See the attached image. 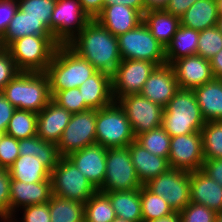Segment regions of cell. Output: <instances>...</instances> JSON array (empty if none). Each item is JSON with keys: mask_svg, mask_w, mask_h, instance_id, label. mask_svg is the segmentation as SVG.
Listing matches in <instances>:
<instances>
[{"mask_svg": "<svg viewBox=\"0 0 222 222\" xmlns=\"http://www.w3.org/2000/svg\"><path fill=\"white\" fill-rule=\"evenodd\" d=\"M122 60H142L157 66L167 64L165 48L142 21L134 29L117 37Z\"/></svg>", "mask_w": 222, "mask_h": 222, "instance_id": "7", "label": "cell"}, {"mask_svg": "<svg viewBox=\"0 0 222 222\" xmlns=\"http://www.w3.org/2000/svg\"><path fill=\"white\" fill-rule=\"evenodd\" d=\"M71 117L72 113L51 100L37 114V136L57 145Z\"/></svg>", "mask_w": 222, "mask_h": 222, "instance_id": "20", "label": "cell"}, {"mask_svg": "<svg viewBox=\"0 0 222 222\" xmlns=\"http://www.w3.org/2000/svg\"><path fill=\"white\" fill-rule=\"evenodd\" d=\"M18 9L32 19H39L50 30L56 0H18Z\"/></svg>", "mask_w": 222, "mask_h": 222, "instance_id": "39", "label": "cell"}, {"mask_svg": "<svg viewBox=\"0 0 222 222\" xmlns=\"http://www.w3.org/2000/svg\"><path fill=\"white\" fill-rule=\"evenodd\" d=\"M78 88L88 109L98 110L114 102L112 76L102 71H97Z\"/></svg>", "mask_w": 222, "mask_h": 222, "instance_id": "23", "label": "cell"}, {"mask_svg": "<svg viewBox=\"0 0 222 222\" xmlns=\"http://www.w3.org/2000/svg\"><path fill=\"white\" fill-rule=\"evenodd\" d=\"M131 161L142 185L170 169L168 158L154 155L133 141L129 146Z\"/></svg>", "mask_w": 222, "mask_h": 222, "instance_id": "24", "label": "cell"}, {"mask_svg": "<svg viewBox=\"0 0 222 222\" xmlns=\"http://www.w3.org/2000/svg\"><path fill=\"white\" fill-rule=\"evenodd\" d=\"M216 0H198L180 17L181 25L194 30H205L218 23Z\"/></svg>", "mask_w": 222, "mask_h": 222, "instance_id": "27", "label": "cell"}, {"mask_svg": "<svg viewBox=\"0 0 222 222\" xmlns=\"http://www.w3.org/2000/svg\"><path fill=\"white\" fill-rule=\"evenodd\" d=\"M201 135L204 160L222 159V120L206 122Z\"/></svg>", "mask_w": 222, "mask_h": 222, "instance_id": "37", "label": "cell"}, {"mask_svg": "<svg viewBox=\"0 0 222 222\" xmlns=\"http://www.w3.org/2000/svg\"><path fill=\"white\" fill-rule=\"evenodd\" d=\"M6 49L5 46L3 45V41H2V36L0 35V53Z\"/></svg>", "mask_w": 222, "mask_h": 222, "instance_id": "61", "label": "cell"}, {"mask_svg": "<svg viewBox=\"0 0 222 222\" xmlns=\"http://www.w3.org/2000/svg\"><path fill=\"white\" fill-rule=\"evenodd\" d=\"M0 222H11V219L6 216L0 215Z\"/></svg>", "mask_w": 222, "mask_h": 222, "instance_id": "58", "label": "cell"}, {"mask_svg": "<svg viewBox=\"0 0 222 222\" xmlns=\"http://www.w3.org/2000/svg\"><path fill=\"white\" fill-rule=\"evenodd\" d=\"M51 100L72 114L88 110L78 87L57 91Z\"/></svg>", "mask_w": 222, "mask_h": 222, "instance_id": "41", "label": "cell"}, {"mask_svg": "<svg viewBox=\"0 0 222 222\" xmlns=\"http://www.w3.org/2000/svg\"><path fill=\"white\" fill-rule=\"evenodd\" d=\"M123 4L136 9L142 16L145 13L144 0H105L104 5Z\"/></svg>", "mask_w": 222, "mask_h": 222, "instance_id": "52", "label": "cell"}, {"mask_svg": "<svg viewBox=\"0 0 222 222\" xmlns=\"http://www.w3.org/2000/svg\"><path fill=\"white\" fill-rule=\"evenodd\" d=\"M27 35H52V33L41 20L29 18L17 9L2 36L3 45L7 48L15 40Z\"/></svg>", "mask_w": 222, "mask_h": 222, "instance_id": "28", "label": "cell"}, {"mask_svg": "<svg viewBox=\"0 0 222 222\" xmlns=\"http://www.w3.org/2000/svg\"><path fill=\"white\" fill-rule=\"evenodd\" d=\"M90 20L79 0H56L50 31L60 45H67Z\"/></svg>", "mask_w": 222, "mask_h": 222, "instance_id": "10", "label": "cell"}, {"mask_svg": "<svg viewBox=\"0 0 222 222\" xmlns=\"http://www.w3.org/2000/svg\"><path fill=\"white\" fill-rule=\"evenodd\" d=\"M15 110L16 108L0 92V133L5 134Z\"/></svg>", "mask_w": 222, "mask_h": 222, "instance_id": "49", "label": "cell"}, {"mask_svg": "<svg viewBox=\"0 0 222 222\" xmlns=\"http://www.w3.org/2000/svg\"><path fill=\"white\" fill-rule=\"evenodd\" d=\"M95 20L118 37L138 26L143 21V16L131 7L112 4L104 5Z\"/></svg>", "mask_w": 222, "mask_h": 222, "instance_id": "21", "label": "cell"}, {"mask_svg": "<svg viewBox=\"0 0 222 222\" xmlns=\"http://www.w3.org/2000/svg\"><path fill=\"white\" fill-rule=\"evenodd\" d=\"M67 45L97 71L111 76L122 60L117 37L95 19H91Z\"/></svg>", "mask_w": 222, "mask_h": 222, "instance_id": "1", "label": "cell"}, {"mask_svg": "<svg viewBox=\"0 0 222 222\" xmlns=\"http://www.w3.org/2000/svg\"><path fill=\"white\" fill-rule=\"evenodd\" d=\"M170 0H144L145 12L165 9Z\"/></svg>", "mask_w": 222, "mask_h": 222, "instance_id": "54", "label": "cell"}, {"mask_svg": "<svg viewBox=\"0 0 222 222\" xmlns=\"http://www.w3.org/2000/svg\"><path fill=\"white\" fill-rule=\"evenodd\" d=\"M19 72L21 71L18 69L10 52L4 49L0 53V92Z\"/></svg>", "mask_w": 222, "mask_h": 222, "instance_id": "45", "label": "cell"}, {"mask_svg": "<svg viewBox=\"0 0 222 222\" xmlns=\"http://www.w3.org/2000/svg\"><path fill=\"white\" fill-rule=\"evenodd\" d=\"M107 148L98 143L70 153L67 158L98 190L104 182Z\"/></svg>", "mask_w": 222, "mask_h": 222, "instance_id": "16", "label": "cell"}, {"mask_svg": "<svg viewBox=\"0 0 222 222\" xmlns=\"http://www.w3.org/2000/svg\"><path fill=\"white\" fill-rule=\"evenodd\" d=\"M190 201L222 212V186L201 170L190 172Z\"/></svg>", "mask_w": 222, "mask_h": 222, "instance_id": "22", "label": "cell"}, {"mask_svg": "<svg viewBox=\"0 0 222 222\" xmlns=\"http://www.w3.org/2000/svg\"><path fill=\"white\" fill-rule=\"evenodd\" d=\"M217 8H218V14L219 16H222V0H216Z\"/></svg>", "mask_w": 222, "mask_h": 222, "instance_id": "56", "label": "cell"}, {"mask_svg": "<svg viewBox=\"0 0 222 222\" xmlns=\"http://www.w3.org/2000/svg\"><path fill=\"white\" fill-rule=\"evenodd\" d=\"M171 66L179 89L193 90L214 78L210 60L199 55L180 58L174 61Z\"/></svg>", "mask_w": 222, "mask_h": 222, "instance_id": "18", "label": "cell"}, {"mask_svg": "<svg viewBox=\"0 0 222 222\" xmlns=\"http://www.w3.org/2000/svg\"><path fill=\"white\" fill-rule=\"evenodd\" d=\"M97 70L68 45H59L47 67L51 97L60 90L77 88Z\"/></svg>", "mask_w": 222, "mask_h": 222, "instance_id": "2", "label": "cell"}, {"mask_svg": "<svg viewBox=\"0 0 222 222\" xmlns=\"http://www.w3.org/2000/svg\"><path fill=\"white\" fill-rule=\"evenodd\" d=\"M59 45L53 35H27L15 40L6 49L20 71L46 72Z\"/></svg>", "mask_w": 222, "mask_h": 222, "instance_id": "5", "label": "cell"}, {"mask_svg": "<svg viewBox=\"0 0 222 222\" xmlns=\"http://www.w3.org/2000/svg\"><path fill=\"white\" fill-rule=\"evenodd\" d=\"M11 175L9 169L0 168V215L9 218Z\"/></svg>", "mask_w": 222, "mask_h": 222, "instance_id": "46", "label": "cell"}, {"mask_svg": "<svg viewBox=\"0 0 222 222\" xmlns=\"http://www.w3.org/2000/svg\"><path fill=\"white\" fill-rule=\"evenodd\" d=\"M201 171L222 186V159L204 160Z\"/></svg>", "mask_w": 222, "mask_h": 222, "instance_id": "48", "label": "cell"}, {"mask_svg": "<svg viewBox=\"0 0 222 222\" xmlns=\"http://www.w3.org/2000/svg\"><path fill=\"white\" fill-rule=\"evenodd\" d=\"M116 217L109 197L96 191L86 202L84 222H111Z\"/></svg>", "mask_w": 222, "mask_h": 222, "instance_id": "34", "label": "cell"}, {"mask_svg": "<svg viewBox=\"0 0 222 222\" xmlns=\"http://www.w3.org/2000/svg\"><path fill=\"white\" fill-rule=\"evenodd\" d=\"M168 160L172 169L201 170L204 163L201 132L171 137Z\"/></svg>", "mask_w": 222, "mask_h": 222, "instance_id": "15", "label": "cell"}, {"mask_svg": "<svg viewBox=\"0 0 222 222\" xmlns=\"http://www.w3.org/2000/svg\"><path fill=\"white\" fill-rule=\"evenodd\" d=\"M111 222H130V221H126L122 218H119V217H115Z\"/></svg>", "mask_w": 222, "mask_h": 222, "instance_id": "60", "label": "cell"}, {"mask_svg": "<svg viewBox=\"0 0 222 222\" xmlns=\"http://www.w3.org/2000/svg\"><path fill=\"white\" fill-rule=\"evenodd\" d=\"M217 26L219 30L222 32V16H219Z\"/></svg>", "mask_w": 222, "mask_h": 222, "instance_id": "59", "label": "cell"}, {"mask_svg": "<svg viewBox=\"0 0 222 222\" xmlns=\"http://www.w3.org/2000/svg\"><path fill=\"white\" fill-rule=\"evenodd\" d=\"M199 31L180 25L165 48L167 64L188 56L196 55L198 48Z\"/></svg>", "mask_w": 222, "mask_h": 222, "instance_id": "30", "label": "cell"}, {"mask_svg": "<svg viewBox=\"0 0 222 222\" xmlns=\"http://www.w3.org/2000/svg\"><path fill=\"white\" fill-rule=\"evenodd\" d=\"M96 143L105 148L129 146L135 141L131 124L117 101L96 110Z\"/></svg>", "mask_w": 222, "mask_h": 222, "instance_id": "6", "label": "cell"}, {"mask_svg": "<svg viewBox=\"0 0 222 222\" xmlns=\"http://www.w3.org/2000/svg\"><path fill=\"white\" fill-rule=\"evenodd\" d=\"M143 222L167 217L174 213L168 203L148 190L144 185L139 189Z\"/></svg>", "mask_w": 222, "mask_h": 222, "instance_id": "36", "label": "cell"}, {"mask_svg": "<svg viewBox=\"0 0 222 222\" xmlns=\"http://www.w3.org/2000/svg\"><path fill=\"white\" fill-rule=\"evenodd\" d=\"M105 0H79L82 9L90 17L95 19L102 11Z\"/></svg>", "mask_w": 222, "mask_h": 222, "instance_id": "51", "label": "cell"}, {"mask_svg": "<svg viewBox=\"0 0 222 222\" xmlns=\"http://www.w3.org/2000/svg\"><path fill=\"white\" fill-rule=\"evenodd\" d=\"M215 222H222V212L216 214Z\"/></svg>", "mask_w": 222, "mask_h": 222, "instance_id": "57", "label": "cell"}, {"mask_svg": "<svg viewBox=\"0 0 222 222\" xmlns=\"http://www.w3.org/2000/svg\"><path fill=\"white\" fill-rule=\"evenodd\" d=\"M157 65L142 60H121L112 75L114 101L131 94H140L144 84Z\"/></svg>", "mask_w": 222, "mask_h": 222, "instance_id": "14", "label": "cell"}, {"mask_svg": "<svg viewBox=\"0 0 222 222\" xmlns=\"http://www.w3.org/2000/svg\"><path fill=\"white\" fill-rule=\"evenodd\" d=\"M205 123L193 90L179 89L164 107L162 127L170 137L201 132Z\"/></svg>", "mask_w": 222, "mask_h": 222, "instance_id": "4", "label": "cell"}, {"mask_svg": "<svg viewBox=\"0 0 222 222\" xmlns=\"http://www.w3.org/2000/svg\"><path fill=\"white\" fill-rule=\"evenodd\" d=\"M24 211L22 222H51L48 202L42 204L29 205L21 208ZM12 217L11 222H18V218ZM20 222V221H19Z\"/></svg>", "mask_w": 222, "mask_h": 222, "instance_id": "44", "label": "cell"}, {"mask_svg": "<svg viewBox=\"0 0 222 222\" xmlns=\"http://www.w3.org/2000/svg\"><path fill=\"white\" fill-rule=\"evenodd\" d=\"M52 194L85 203L97 189L67 157H60L50 174Z\"/></svg>", "mask_w": 222, "mask_h": 222, "instance_id": "8", "label": "cell"}, {"mask_svg": "<svg viewBox=\"0 0 222 222\" xmlns=\"http://www.w3.org/2000/svg\"><path fill=\"white\" fill-rule=\"evenodd\" d=\"M135 141L154 155L169 157L171 137L162 126L141 133Z\"/></svg>", "mask_w": 222, "mask_h": 222, "instance_id": "38", "label": "cell"}, {"mask_svg": "<svg viewBox=\"0 0 222 222\" xmlns=\"http://www.w3.org/2000/svg\"><path fill=\"white\" fill-rule=\"evenodd\" d=\"M51 196V179L36 183H25L11 179L9 218L18 217L17 214L23 207L48 202Z\"/></svg>", "mask_w": 222, "mask_h": 222, "instance_id": "17", "label": "cell"}, {"mask_svg": "<svg viewBox=\"0 0 222 222\" xmlns=\"http://www.w3.org/2000/svg\"><path fill=\"white\" fill-rule=\"evenodd\" d=\"M48 204L51 222H84L85 203L52 194Z\"/></svg>", "mask_w": 222, "mask_h": 222, "instance_id": "33", "label": "cell"}, {"mask_svg": "<svg viewBox=\"0 0 222 222\" xmlns=\"http://www.w3.org/2000/svg\"><path fill=\"white\" fill-rule=\"evenodd\" d=\"M131 124L134 136L162 126L164 108L141 94L123 96L117 100Z\"/></svg>", "mask_w": 222, "mask_h": 222, "instance_id": "13", "label": "cell"}, {"mask_svg": "<svg viewBox=\"0 0 222 222\" xmlns=\"http://www.w3.org/2000/svg\"><path fill=\"white\" fill-rule=\"evenodd\" d=\"M5 134L15 139H26L37 135V113L16 109Z\"/></svg>", "mask_w": 222, "mask_h": 222, "instance_id": "35", "label": "cell"}, {"mask_svg": "<svg viewBox=\"0 0 222 222\" xmlns=\"http://www.w3.org/2000/svg\"><path fill=\"white\" fill-rule=\"evenodd\" d=\"M103 193L109 197L116 217L130 222H143L139 189Z\"/></svg>", "mask_w": 222, "mask_h": 222, "instance_id": "29", "label": "cell"}, {"mask_svg": "<svg viewBox=\"0 0 222 222\" xmlns=\"http://www.w3.org/2000/svg\"><path fill=\"white\" fill-rule=\"evenodd\" d=\"M214 78L222 79V50L210 59Z\"/></svg>", "mask_w": 222, "mask_h": 222, "instance_id": "53", "label": "cell"}, {"mask_svg": "<svg viewBox=\"0 0 222 222\" xmlns=\"http://www.w3.org/2000/svg\"><path fill=\"white\" fill-rule=\"evenodd\" d=\"M179 214L181 222H215L217 213L204 205L190 202Z\"/></svg>", "mask_w": 222, "mask_h": 222, "instance_id": "42", "label": "cell"}, {"mask_svg": "<svg viewBox=\"0 0 222 222\" xmlns=\"http://www.w3.org/2000/svg\"><path fill=\"white\" fill-rule=\"evenodd\" d=\"M143 22L164 48L181 25L180 17L170 14L165 9L146 11L143 14Z\"/></svg>", "mask_w": 222, "mask_h": 222, "instance_id": "26", "label": "cell"}, {"mask_svg": "<svg viewBox=\"0 0 222 222\" xmlns=\"http://www.w3.org/2000/svg\"><path fill=\"white\" fill-rule=\"evenodd\" d=\"M16 108L39 113L50 101L49 79L45 72H19L1 91Z\"/></svg>", "mask_w": 222, "mask_h": 222, "instance_id": "3", "label": "cell"}, {"mask_svg": "<svg viewBox=\"0 0 222 222\" xmlns=\"http://www.w3.org/2000/svg\"><path fill=\"white\" fill-rule=\"evenodd\" d=\"M18 146L20 155H30L38 158L40 163L50 172L57 165L61 157L56 144L46 142L37 135L26 139H20Z\"/></svg>", "mask_w": 222, "mask_h": 222, "instance_id": "31", "label": "cell"}, {"mask_svg": "<svg viewBox=\"0 0 222 222\" xmlns=\"http://www.w3.org/2000/svg\"><path fill=\"white\" fill-rule=\"evenodd\" d=\"M161 196L174 212H180L190 201V172L170 168L144 185Z\"/></svg>", "mask_w": 222, "mask_h": 222, "instance_id": "11", "label": "cell"}, {"mask_svg": "<svg viewBox=\"0 0 222 222\" xmlns=\"http://www.w3.org/2000/svg\"><path fill=\"white\" fill-rule=\"evenodd\" d=\"M19 140L7 134L0 139V168L9 169L20 156Z\"/></svg>", "mask_w": 222, "mask_h": 222, "instance_id": "43", "label": "cell"}, {"mask_svg": "<svg viewBox=\"0 0 222 222\" xmlns=\"http://www.w3.org/2000/svg\"><path fill=\"white\" fill-rule=\"evenodd\" d=\"M18 9V3L14 0H0V35L3 36L14 13Z\"/></svg>", "mask_w": 222, "mask_h": 222, "instance_id": "47", "label": "cell"}, {"mask_svg": "<svg viewBox=\"0 0 222 222\" xmlns=\"http://www.w3.org/2000/svg\"><path fill=\"white\" fill-rule=\"evenodd\" d=\"M203 118L208 121L222 120V79L211 81L193 89Z\"/></svg>", "mask_w": 222, "mask_h": 222, "instance_id": "25", "label": "cell"}, {"mask_svg": "<svg viewBox=\"0 0 222 222\" xmlns=\"http://www.w3.org/2000/svg\"><path fill=\"white\" fill-rule=\"evenodd\" d=\"M96 110L88 109L72 114L70 122L64 129L61 140L57 144L61 157L81 150L96 143Z\"/></svg>", "mask_w": 222, "mask_h": 222, "instance_id": "12", "label": "cell"}, {"mask_svg": "<svg viewBox=\"0 0 222 222\" xmlns=\"http://www.w3.org/2000/svg\"><path fill=\"white\" fill-rule=\"evenodd\" d=\"M149 222H181V218L179 212H174L167 217L151 220Z\"/></svg>", "mask_w": 222, "mask_h": 222, "instance_id": "55", "label": "cell"}, {"mask_svg": "<svg viewBox=\"0 0 222 222\" xmlns=\"http://www.w3.org/2000/svg\"><path fill=\"white\" fill-rule=\"evenodd\" d=\"M142 186L131 161L128 146L108 148L104 182L98 191H130Z\"/></svg>", "mask_w": 222, "mask_h": 222, "instance_id": "9", "label": "cell"}, {"mask_svg": "<svg viewBox=\"0 0 222 222\" xmlns=\"http://www.w3.org/2000/svg\"><path fill=\"white\" fill-rule=\"evenodd\" d=\"M198 0H170L165 10L170 14L181 17Z\"/></svg>", "mask_w": 222, "mask_h": 222, "instance_id": "50", "label": "cell"}, {"mask_svg": "<svg viewBox=\"0 0 222 222\" xmlns=\"http://www.w3.org/2000/svg\"><path fill=\"white\" fill-rule=\"evenodd\" d=\"M11 179L25 183L42 182L50 179L51 172L38 158L20 155L9 168Z\"/></svg>", "mask_w": 222, "mask_h": 222, "instance_id": "32", "label": "cell"}, {"mask_svg": "<svg viewBox=\"0 0 222 222\" xmlns=\"http://www.w3.org/2000/svg\"><path fill=\"white\" fill-rule=\"evenodd\" d=\"M178 90L174 70L171 65L165 64L154 69L140 94L164 108Z\"/></svg>", "mask_w": 222, "mask_h": 222, "instance_id": "19", "label": "cell"}, {"mask_svg": "<svg viewBox=\"0 0 222 222\" xmlns=\"http://www.w3.org/2000/svg\"><path fill=\"white\" fill-rule=\"evenodd\" d=\"M220 50H222V32L217 25L199 31L196 55L210 60Z\"/></svg>", "mask_w": 222, "mask_h": 222, "instance_id": "40", "label": "cell"}]
</instances>
